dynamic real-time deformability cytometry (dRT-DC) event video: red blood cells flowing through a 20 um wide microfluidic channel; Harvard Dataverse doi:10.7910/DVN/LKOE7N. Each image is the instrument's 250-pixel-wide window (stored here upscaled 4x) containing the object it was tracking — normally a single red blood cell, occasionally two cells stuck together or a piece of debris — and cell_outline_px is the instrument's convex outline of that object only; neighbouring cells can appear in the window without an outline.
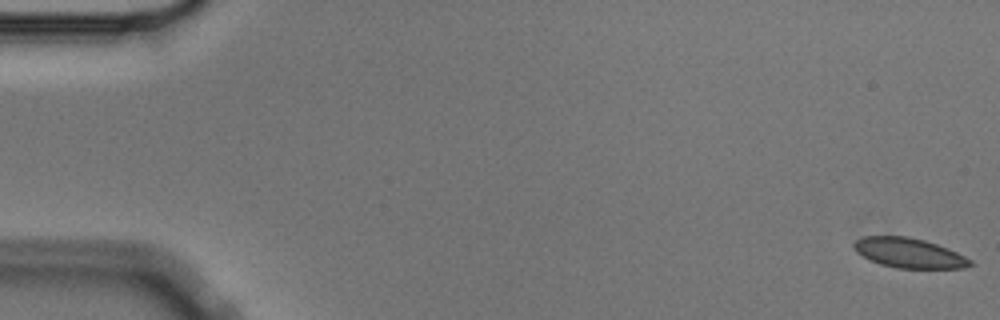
{"species": "Egyptian fruit bat (a non-hibernating species)", "species_latin": "Rousettus aegyptiacus", "temperature_condition": "cold", "stored_images_in_passage": 6, "camera_frame_rate_fps": 3000, "um_per_image_px": 0.085, "animal": {"sex": "male"}, "frame": {"image": 1, "passage_image": 1, "time_ms": 0.0, "image_size_px": [1000, 320], "cell_outline_px": [[976, 264], [964, 268], [896, 268], [880, 264], [856, 252], [852, 244], [856, 240], [864, 236], [908, 236], [924, 240], [948, 248], [972, 260]], "centroid_in_image_um": [77.29, 21.5], "position_along_channel_um": 7.7, "area_um2": 20.17}}
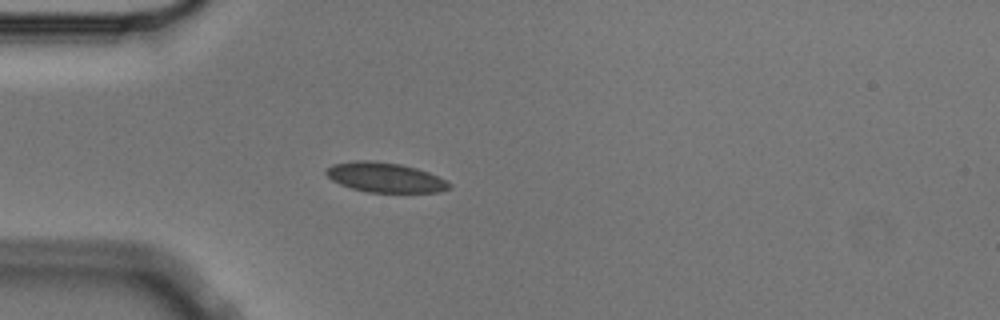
{"frame": {"image": 2, "passage_image": 5, "time_ms": 1.333, "image_size_px": [1000, 320], "cell_outline_px": [[452, 188], [440, 192], [368, 192], [352, 188], [340, 184], [332, 180], [324, 172], [332, 164], [356, 160], [372, 160], [400, 164], [416, 168], [428, 172], [452, 184]], "centroid_in_image_um": [32.73, 15.08], "position_along_channel_um": 52.3, "area_um2": 21.27}}